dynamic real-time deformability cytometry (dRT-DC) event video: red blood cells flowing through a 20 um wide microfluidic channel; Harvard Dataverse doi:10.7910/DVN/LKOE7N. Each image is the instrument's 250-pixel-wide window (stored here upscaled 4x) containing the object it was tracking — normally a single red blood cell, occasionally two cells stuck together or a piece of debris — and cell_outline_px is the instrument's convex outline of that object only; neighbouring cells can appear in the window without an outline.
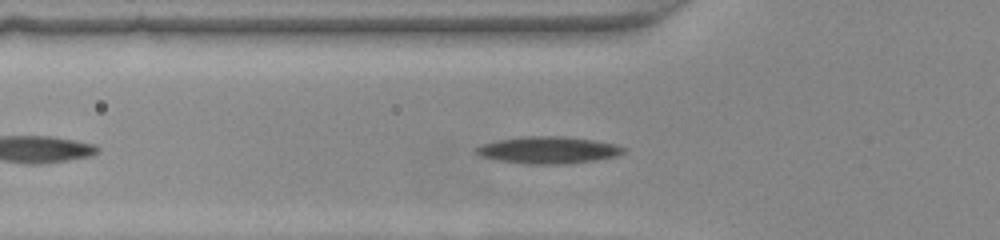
{"species": "common noctule bat (a hibernating species)", "species_latin": "Nyctalus noctula", "temperature_condition": "warm", "stored_images_in_passage": 32, "camera_frame_rate_fps": 3000, "um_per_image_px": 0.085, "animal": {"sex": "female", "body_mass_g": 22.0, "forearm_length_mm": 56.7}, "frame": {"image": 1, "passage_image": 6, "time_ms": 1.667, "image_size_px": [1000, 240], "cell_outline_px": [[628, 148], [624, 152], [616, 156], [596, 160], [568, 164], [528, 164], [500, 160], [480, 156], [476, 152], [476, 148], [484, 144], [500, 140], [520, 136], [564, 136], [592, 140], [616, 144]], "centroid_in_image_um": [46.66, 12.75], "position_along_channel_um": 79.1, "area_um2": 23.06}}
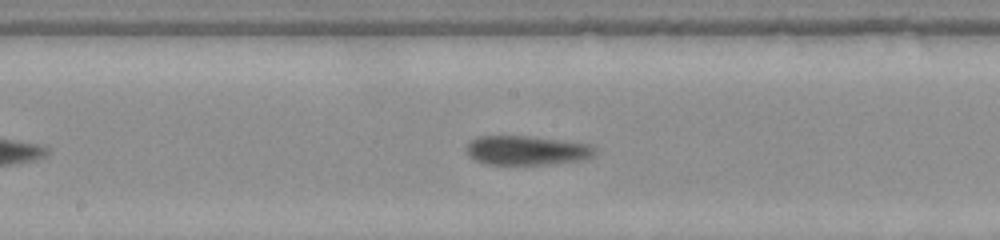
{"frame": {"image": 2, "passage_image": 15, "time_ms": 4.667, "image_size_px": [1000, 240], "cell_outline_px": [[596, 152], [588, 160], [548, 164], [484, 164], [468, 156], [464, 148], [476, 136], [532, 136], [588, 144], [596, 148]], "centroid_in_image_um": [44.77, 12.78], "position_along_channel_um": 203.4, "area_um2": 22.14}}
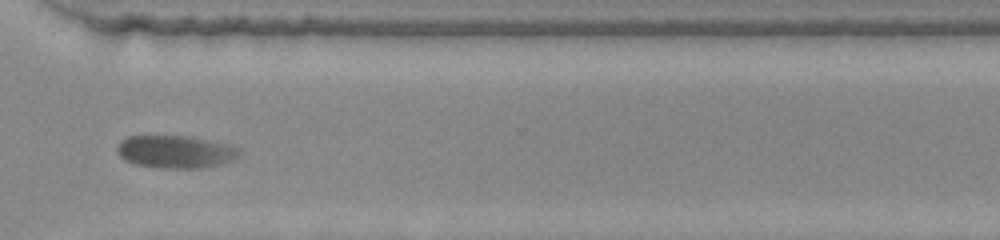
{"frame": {"image": 3, "passage_image": 26, "time_ms": 8.333, "image_size_px": [1000, 240], "cell_outline_px": [[240, 156], [232, 160], [220, 164], [200, 168], [160, 168], [136, 164], [124, 160], [120, 156], [116, 148], [120, 140], [128, 136], [188, 136], [224, 144], [240, 148]], "centroid_in_image_um": [14.89, 12.9], "position_along_channel_um": 355.7, "area_um2": 23.12}}